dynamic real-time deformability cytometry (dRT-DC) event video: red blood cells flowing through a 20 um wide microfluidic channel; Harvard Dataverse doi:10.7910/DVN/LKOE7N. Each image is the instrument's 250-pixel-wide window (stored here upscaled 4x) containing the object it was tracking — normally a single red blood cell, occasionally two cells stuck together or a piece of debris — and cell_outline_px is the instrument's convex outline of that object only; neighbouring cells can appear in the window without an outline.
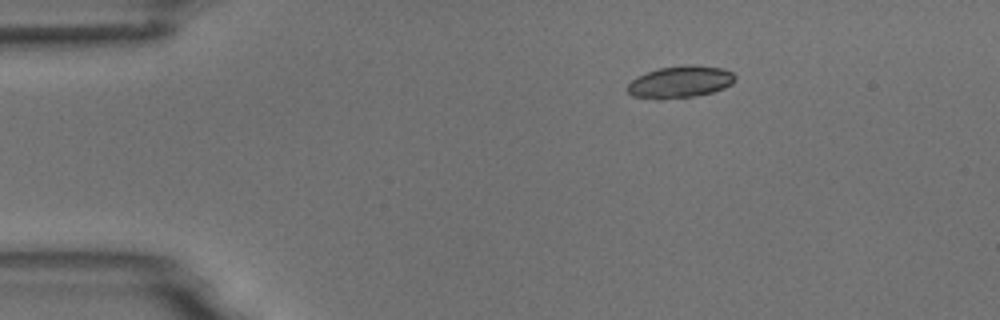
{"species": "common noctule bat (a hibernating species)", "species_latin": "Nyctalus noctula", "temperature_condition": "room temperature", "stored_images_in_passage": 46, "camera_frame_rate_fps": 3000, "um_per_image_px": 0.085, "animal": {"sex": "male", "body_mass_g": 18.8}, "frame": {"image": 1, "passage_image": 1, "time_ms": 0.0, "image_size_px": [1000, 320], "cell_outline_px": [[736, 80], [732, 84], [724, 88], [712, 92], [696, 96], [660, 100], [656, 100], [632, 96], [624, 88], [636, 76], [660, 68], [684, 64], [724, 68], [732, 72], [736, 76]], "centroid_in_image_um": [57.79, 6.97], "position_along_channel_um": 27.2, "area_um2": 20.4}}
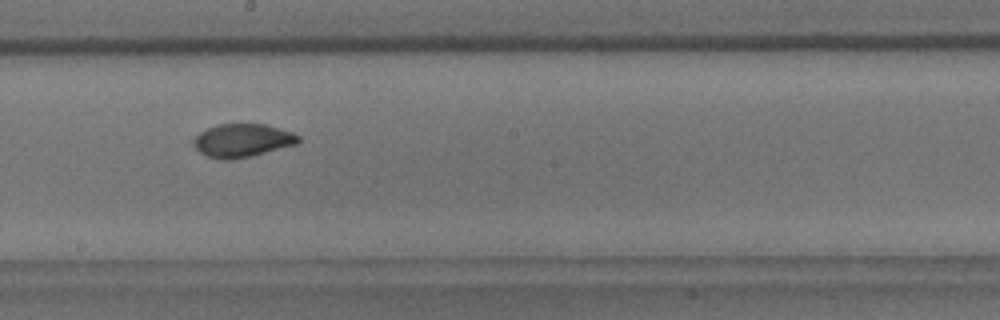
{"frame": {"image": 2, "passage_image": 22, "time_ms": 7.0, "image_size_px": [1000, 320], "cell_outline_px": [[300, 140], [296, 144], [252, 156], [232, 160], [224, 160], [208, 156], [200, 152], [192, 144], [192, 140], [200, 132], [216, 124], [264, 124], [292, 132], [300, 136]], "centroid_in_image_um": [20.59, 11.94], "position_along_channel_um": 227.6, "area_um2": 20.29}}
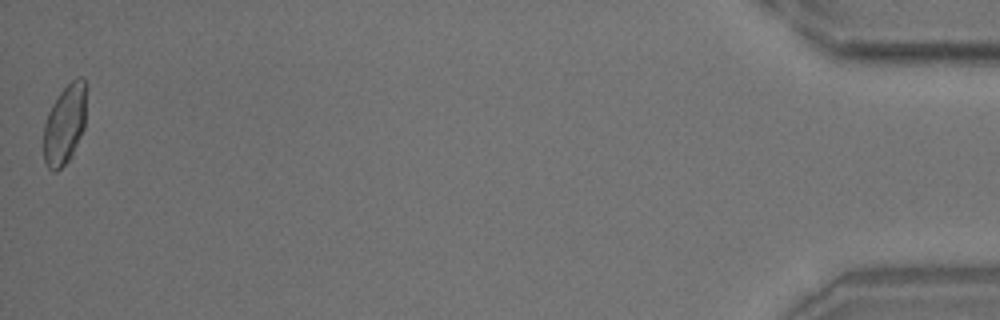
{"frame": {"image": 3, "passage_image": 46, "time_ms": 15.0, "image_size_px": [1000, 320], "cell_outline_px": [[84, 128], [72, 156], [56, 172], [52, 172], [48, 168], [44, 160], [44, 124], [48, 112], [52, 104], [60, 92], [76, 76], [84, 76]], "centroid_in_image_um": [5.48, 10.6], "position_along_channel_um": 429.7, "area_um2": 19.59}, "authors_computed_cell_mechanics": {"area_um2": 20.1144, "velocity_mm_per_s": 3.707, "shape_relaxation_time_tau1_ms": 6.732, "shape_relaxation_time_tau2_ms": null, "deformation_change_tau1": 0.1892, "deformation_change_tau2": null}}